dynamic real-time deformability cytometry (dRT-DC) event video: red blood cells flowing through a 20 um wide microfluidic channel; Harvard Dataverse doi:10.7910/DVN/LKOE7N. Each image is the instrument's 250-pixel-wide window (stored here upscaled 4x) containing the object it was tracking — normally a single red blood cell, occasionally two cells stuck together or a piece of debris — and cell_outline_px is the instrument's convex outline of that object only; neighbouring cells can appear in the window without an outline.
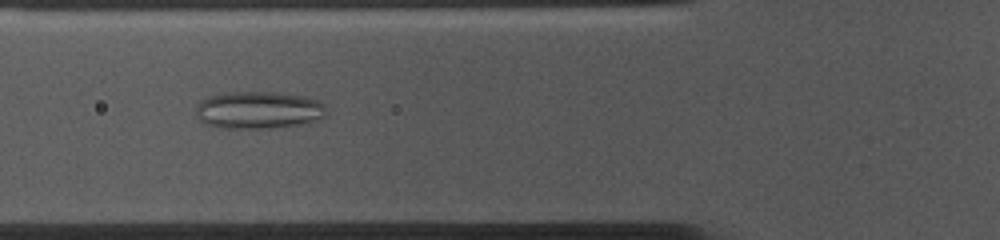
{"species": "common noctule bat (a hibernating species)", "species_latin": "Nyctalus noctula", "temperature_condition": "cold", "stored_images_in_passage": 53, "camera_frame_rate_fps": 3000, "um_per_image_px": 0.085, "animal": {"sex": "female", "body_mass_g": 10.0, "forearm_length_mm": 53.1}, "frame": {"image": 1, "passage_image": 18, "time_ms": 5.667, "image_size_px": [1000, 240], "cell_outline_px": [[324, 116], [304, 124], [272, 128], [216, 128], [204, 124], [196, 116], [196, 108], [200, 100], [208, 96], [224, 92], [280, 92], [304, 96], [316, 100], [324, 104]], "centroid_in_image_um": [21.91, 9.35], "position_along_channel_um": 103.9, "area_um2": 28.67}}
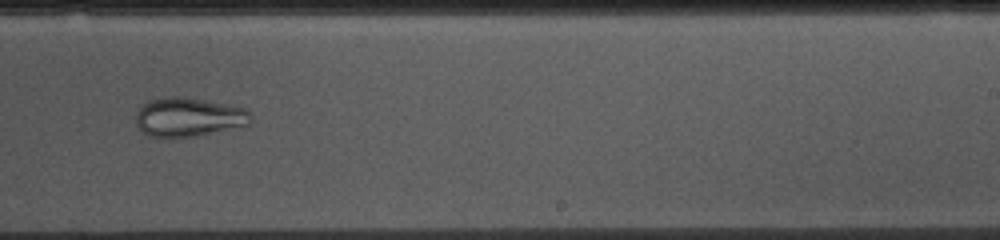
{"frame": {"image": 2, "passage_image": 32, "time_ms": 10.333, "image_size_px": [1000, 240], "cell_outline_px": [[252, 116], [248, 124], [192, 136], [148, 136], [136, 124], [136, 112], [148, 100], [168, 96], [180, 96], [232, 104], [248, 108]], "centroid_in_image_um": [16.04, 9.91], "position_along_channel_um": 273.0, "area_um2": 25.84}}
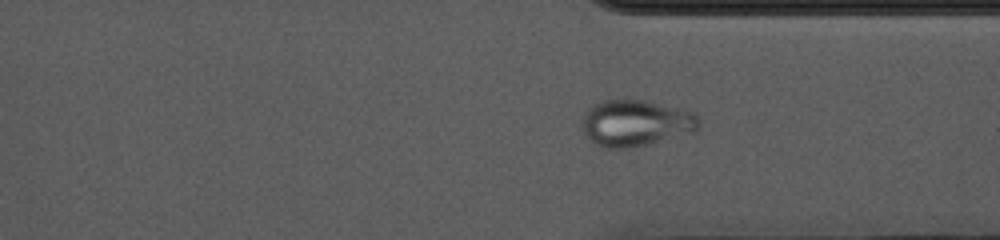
{"frame": {"image": 3, "passage_image": 39, "time_ms": 12.667, "image_size_px": [1000, 240], "cell_outline_px": [[700, 124], [692, 132], [628, 148], [604, 148], [596, 144], [584, 132], [584, 112], [588, 108], [600, 100], [640, 100], [676, 108], [692, 112], [700, 120]], "centroid_in_image_um": [54.0, 10.45], "position_along_channel_um": 357.4, "area_um2": 30.63}}